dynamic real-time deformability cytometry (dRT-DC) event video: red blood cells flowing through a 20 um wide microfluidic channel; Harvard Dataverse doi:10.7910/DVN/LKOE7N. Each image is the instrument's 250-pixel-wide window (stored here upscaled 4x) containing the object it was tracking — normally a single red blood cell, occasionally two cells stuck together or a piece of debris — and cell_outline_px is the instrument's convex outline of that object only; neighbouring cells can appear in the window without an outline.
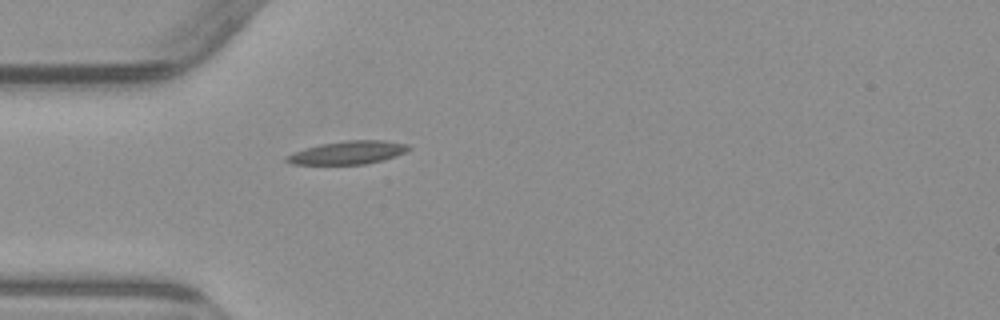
{"species": "common noctule bat (a hibernating species)", "species_latin": "Nyctalus noctula", "temperature_condition": "warm", "stored_images_in_passage": 5, "camera_frame_rate_fps": 3000, "um_per_image_px": 0.085, "animal": {"sex": "male", "body_mass_g": 23.1, "forearm_length_mm": 52.7}, "frame": {"image": 1, "passage_image": 5, "time_ms": 6.333, "image_size_px": [1000, 320], "cell_outline_px": [[412, 148], [404, 152], [380, 160], [364, 164], [292, 164], [284, 160], [288, 156], [304, 148], [320, 144], [344, 140], [384, 140], [408, 144]], "centroid_in_image_um": [29.57, 12.95], "position_along_channel_um": 55.4, "area_um2": 16.18}}